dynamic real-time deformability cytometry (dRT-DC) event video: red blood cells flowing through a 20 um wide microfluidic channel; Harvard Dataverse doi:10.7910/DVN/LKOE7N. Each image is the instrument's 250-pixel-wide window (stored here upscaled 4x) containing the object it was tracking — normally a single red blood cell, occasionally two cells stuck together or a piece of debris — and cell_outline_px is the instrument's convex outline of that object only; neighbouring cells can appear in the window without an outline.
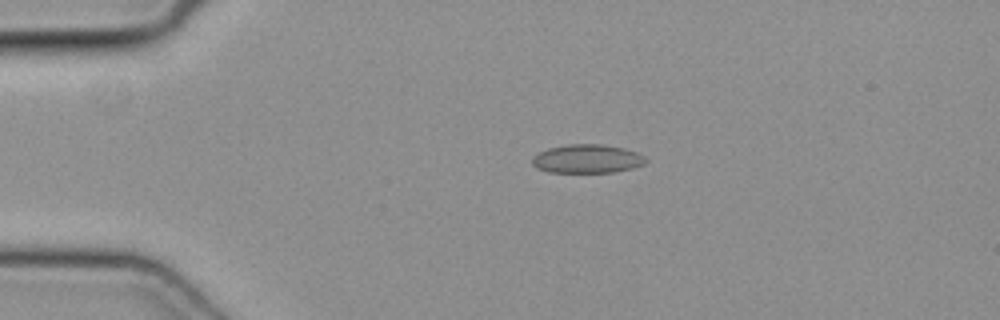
{"species": "common noctule bat (a hibernating species)", "species_latin": "Nyctalus noctula", "temperature_condition": "cold", "stored_images_in_passage": 35, "camera_frame_rate_fps": 3000, "um_per_image_px": 0.085, "animal": {"sex": "female", "body_mass_g": 19.3, "forearm_length_mm": 54.1}, "frame": {"image": 1, "passage_image": 3, "time_ms": 0.667, "image_size_px": [1000, 320], "cell_outline_px": [[648, 160], [644, 164], [632, 168], [616, 172], [548, 172], [536, 168], [532, 164], [532, 156], [548, 148], [568, 144], [600, 144], [624, 148], [636, 152], [644, 156]], "centroid_in_image_um": [49.9, 13.5], "position_along_channel_um": 35.1, "area_um2": 19.02}}
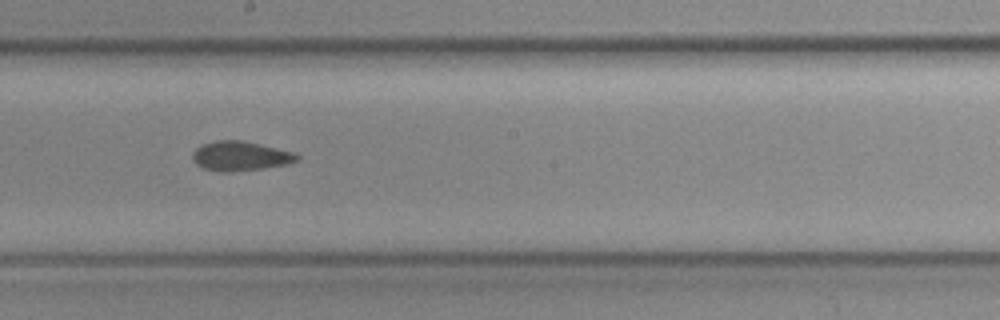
{"frame": {"image": 2, "passage_image": 20, "time_ms": 6.333, "image_size_px": [1000, 320], "cell_outline_px": [[300, 160], [288, 164], [264, 168], [228, 172], [220, 172], [204, 168], [196, 164], [192, 156], [196, 148], [204, 144], [216, 140], [240, 140], [260, 144], [292, 152], [300, 156]], "centroid_in_image_um": [20.45, 13.27], "position_along_channel_um": 227.8, "area_um2": 17.8}}
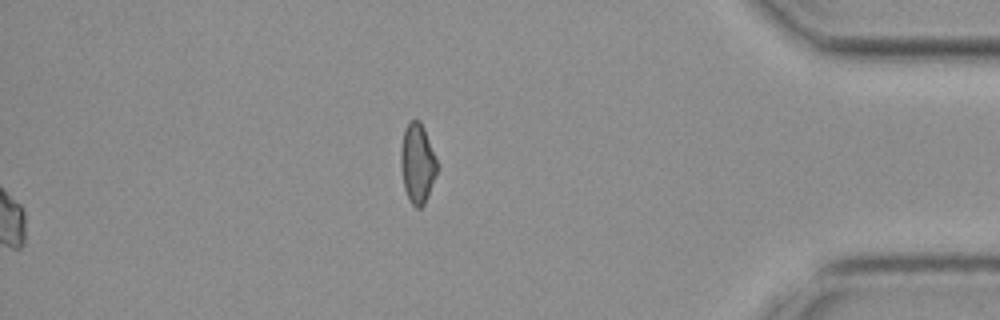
{"frame": {"image": 3, "passage_image": 35, "time_ms": 11.333, "image_size_px": [1000, 320], "cell_outline_px": [[440, 168], [428, 196], [424, 204], [420, 208], [416, 208], [412, 204], [404, 188], [400, 160], [400, 148], [404, 132], [408, 124], [412, 120], [420, 120], [424, 128], [440, 164]], "centroid_in_image_um": [35.52, 13.89], "position_along_channel_um": 399.7, "area_um2": 17.17}}